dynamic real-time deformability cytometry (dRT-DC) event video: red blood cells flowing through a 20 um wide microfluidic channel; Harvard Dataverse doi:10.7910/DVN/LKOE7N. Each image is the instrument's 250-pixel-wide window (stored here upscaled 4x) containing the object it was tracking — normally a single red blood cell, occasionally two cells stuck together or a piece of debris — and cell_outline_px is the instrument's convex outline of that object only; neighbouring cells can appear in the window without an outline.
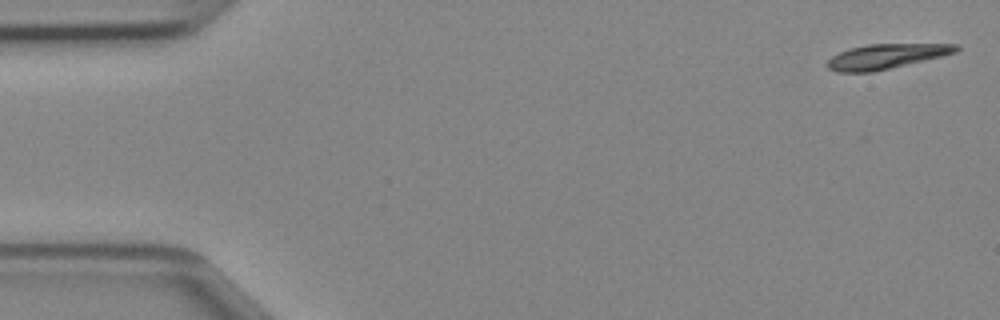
{"species": "Egyptian fruit bat (a non-hibernating species)", "species_latin": "Rousettus aegyptiacus", "temperature_condition": "cold", "stored_images_in_passage": 46, "camera_frame_rate_fps": 3000, "um_per_image_px": 0.085, "animal": {"sex": "female"}, "frame": {"image": 1, "passage_image": 1, "time_ms": 0.0, "image_size_px": [1000, 320], "cell_outline_px": [[960, 48], [956, 52], [940, 56], [872, 72], [836, 72], [828, 68], [824, 64], [832, 56], [840, 52], [852, 48], [868, 44], [956, 44]], "centroid_in_image_um": [75.26, 4.79], "position_along_channel_um": 9.7, "area_um2": 18.26}}
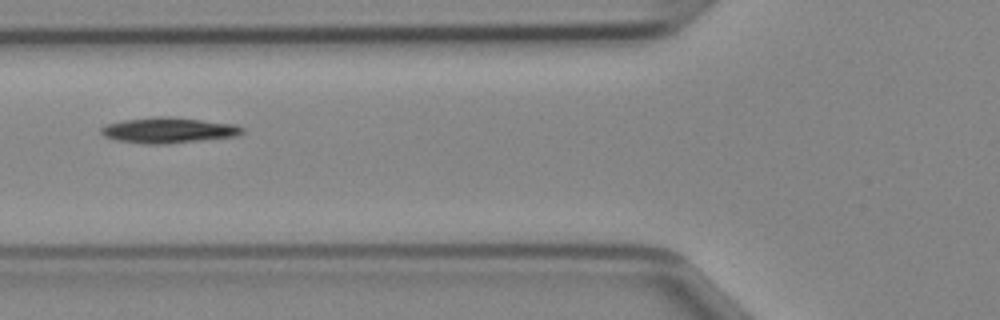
{"frame": {"image": 2, "passage_image": 17, "time_ms": 5.333, "image_size_px": [1000, 320], "cell_outline_px": [[244, 132], [240, 136], [168, 144], [144, 144], [116, 140], [104, 136], [100, 132], [100, 128], [104, 124], [124, 120], [160, 116], [168, 116], [236, 124], [244, 128]], "centroid_in_image_um": [14.34, 11.08], "position_along_channel_um": 111.5, "area_um2": 21.33}}
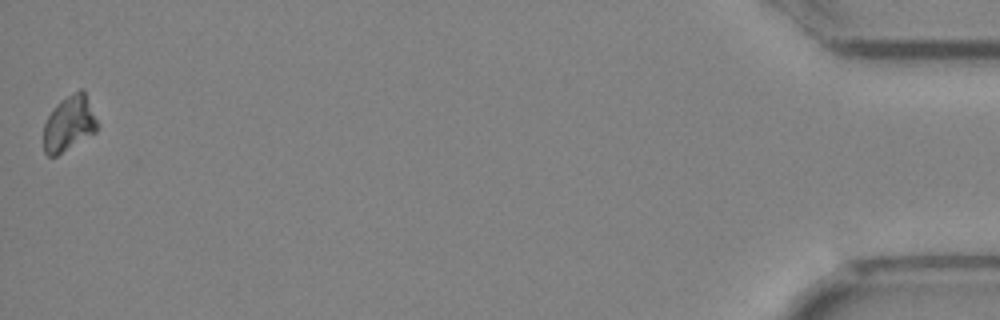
{"frame": {"image": 3, "passage_image": 46, "time_ms": 15.0, "image_size_px": [1000, 320], "cell_outline_px": [[100, 124], [96, 132], [56, 156], [48, 156], [44, 152], [44, 124], [48, 116], [56, 104], [60, 100], [80, 88], [84, 88]], "centroid_in_image_um": [5.91, 10.47], "position_along_channel_um": 429.3, "area_um2": 17.63}}